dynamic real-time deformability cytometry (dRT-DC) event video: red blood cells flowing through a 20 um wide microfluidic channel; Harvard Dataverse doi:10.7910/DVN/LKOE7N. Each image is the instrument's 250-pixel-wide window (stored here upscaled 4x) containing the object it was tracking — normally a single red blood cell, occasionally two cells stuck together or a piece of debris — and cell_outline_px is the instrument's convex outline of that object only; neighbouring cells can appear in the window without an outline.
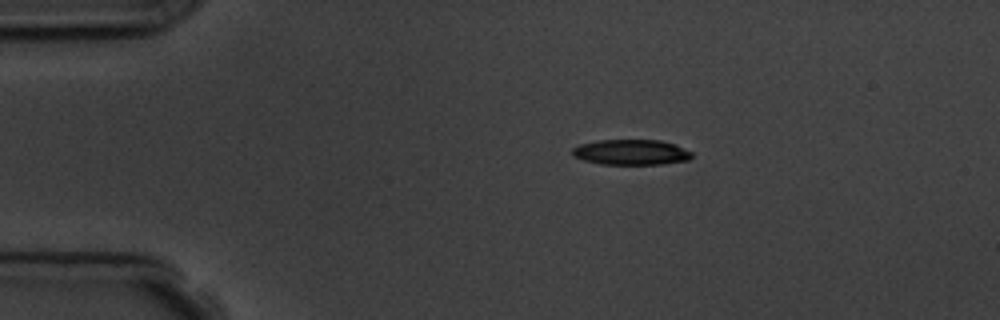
{"species": "common noctule bat (a hibernating species)", "species_latin": "Nyctalus noctula", "temperature_condition": "room temperature", "stored_images_in_passage": 4, "camera_frame_rate_fps": 3000, "um_per_image_px": 0.085, "animal": {"sex": "male", "body_mass_g": 19.5, "forearm_length_mm": 54.6}, "frame": {"image": 1, "passage_image": 2, "time_ms": 1.333, "image_size_px": [1000, 320], "cell_outline_px": [[692, 156], [688, 160], [664, 164], [600, 164], [584, 160], [572, 156], [572, 148], [580, 144], [600, 140], [660, 140], [672, 144], [692, 152]], "centroid_in_image_um": [53.61, 12.94], "position_along_channel_um": 31.4, "area_um2": 17.57}}